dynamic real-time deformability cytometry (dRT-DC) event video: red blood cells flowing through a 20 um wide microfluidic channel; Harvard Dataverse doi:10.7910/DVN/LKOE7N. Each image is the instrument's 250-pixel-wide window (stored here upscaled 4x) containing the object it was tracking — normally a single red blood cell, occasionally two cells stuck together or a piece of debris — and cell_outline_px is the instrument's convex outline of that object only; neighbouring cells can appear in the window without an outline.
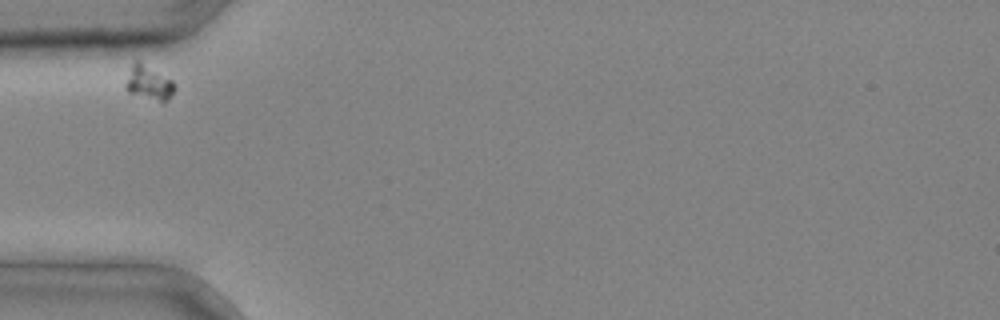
{"species": "common noctule bat (a hibernating species)", "species_latin": "Nyctalus noctula", "temperature_condition": "cold", "stored_images_in_passage": 1, "camera_frame_rate_fps": 3000, "um_per_image_px": 0.085, "animal": {"sex": "male", "body_mass_g": 20.4}, "frame": {"image": 1, "passage_image": 1, "time_ms": 0.0, "image_size_px": [1000, 320], "cell_outline_px": [[176, 88], [168, 100], [164, 104], [128, 92], [124, 88], [124, 84], [132, 64], [136, 60], [140, 60], [172, 80], [176, 84]], "centroid_in_image_um": [12.66, 7.05], "position_along_channel_um": 72.3, "area_um2": 10.12}}